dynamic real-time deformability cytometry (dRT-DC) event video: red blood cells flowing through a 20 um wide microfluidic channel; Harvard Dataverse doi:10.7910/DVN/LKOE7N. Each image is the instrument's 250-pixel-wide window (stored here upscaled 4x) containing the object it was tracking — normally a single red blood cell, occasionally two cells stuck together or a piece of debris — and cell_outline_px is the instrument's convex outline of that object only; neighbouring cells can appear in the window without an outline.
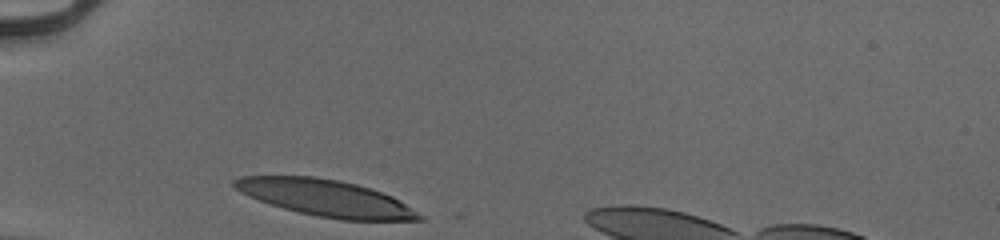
{"species": "human", "species_latin": "Homo sapiens", "temperature_condition": "cold", "stored_images_in_passage": 8, "camera_frame_rate_fps": 3000, "um_per_image_px": 0.085, "donor": {"sex": "male"}, "frame": {"image": 1, "passage_image": 1, "time_ms": 0.0, "image_size_px": [1000, 240], "cell_outline_px": [[424, 220], [340, 220], [316, 216], [284, 208], [248, 196], [240, 192], [232, 184], [232, 180], [240, 176], [312, 176], [340, 180], [356, 184], [392, 196], [424, 216]], "centroid_in_image_um": [27.67, 16.83], "position_along_channel_um": 57.3, "area_um2": 39.02}}
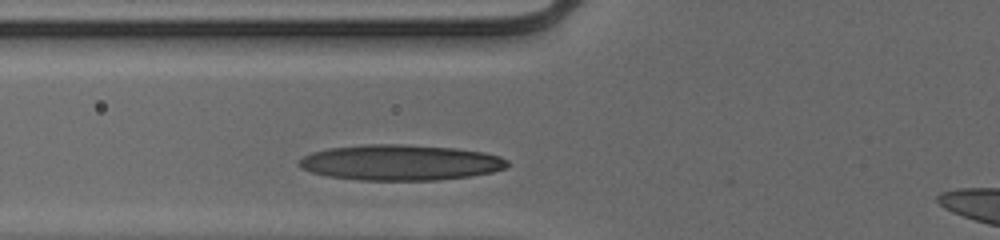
{"frame": {"image": 2, "passage_image": 5, "time_ms": 1.333, "image_size_px": [1000, 240], "cell_outline_px": [[512, 164], [508, 168], [492, 172], [468, 176], [436, 180], [360, 180], [324, 176], [300, 168], [296, 164], [296, 160], [312, 152], [328, 148], [368, 144], [404, 144], [456, 148], [484, 152], [500, 156], [508, 160]], "centroid_in_image_um": [34.02, 13.81], "position_along_channel_um": 91.8, "area_um2": 43.7}}
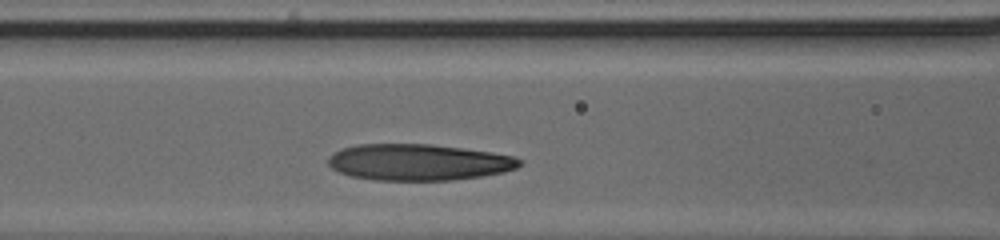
{"frame": {"image": 3, "passage_image": 8, "time_ms": 2.333, "image_size_px": [1000, 240], "cell_outline_px": [[524, 164], [516, 168], [504, 172], [484, 176], [452, 180], [372, 180], [352, 176], [340, 172], [332, 168], [328, 164], [328, 156], [332, 152], [340, 148], [356, 144], [432, 144], [492, 152], [516, 156], [524, 160]], "centroid_in_image_um": [35.6, 13.78], "position_along_channel_um": 131.0, "area_um2": 41.04}}